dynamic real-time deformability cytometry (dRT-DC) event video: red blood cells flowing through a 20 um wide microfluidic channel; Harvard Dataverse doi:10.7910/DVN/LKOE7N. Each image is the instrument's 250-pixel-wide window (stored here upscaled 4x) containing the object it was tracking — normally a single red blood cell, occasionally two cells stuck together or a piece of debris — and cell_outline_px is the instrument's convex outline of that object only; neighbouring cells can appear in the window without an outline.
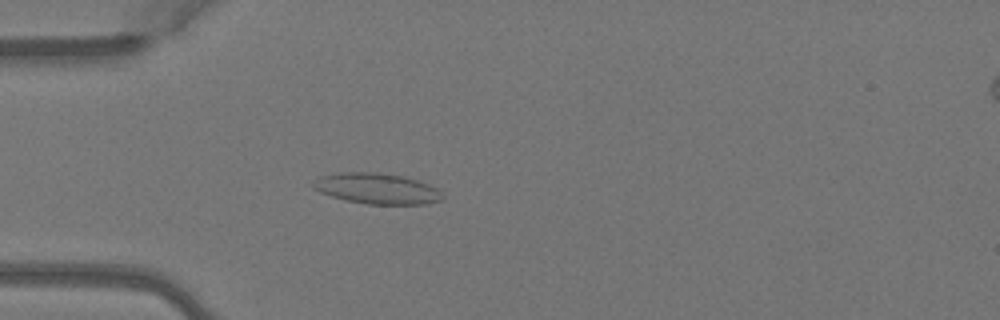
{"species": "Egyptian fruit bat (a non-hibernating species)", "species_latin": "Rousettus aegyptiacus", "temperature_condition": "warm", "stored_images_in_passage": 2, "camera_frame_rate_fps": 3000, "um_per_image_px": 0.085, "animal": {"sex": "female"}, "frame": {"image": 1, "passage_image": 2, "time_ms": 0.333, "image_size_px": [1000, 320], "cell_outline_px": [[444, 196], [440, 200], [424, 204], [368, 204], [344, 200], [320, 192], [312, 188], [312, 184], [320, 176], [340, 172], [380, 172], [404, 176], [420, 180], [436, 188]], "centroid_in_image_um": [32.03, 16.02], "position_along_channel_um": 53.0, "area_um2": 23.24}}